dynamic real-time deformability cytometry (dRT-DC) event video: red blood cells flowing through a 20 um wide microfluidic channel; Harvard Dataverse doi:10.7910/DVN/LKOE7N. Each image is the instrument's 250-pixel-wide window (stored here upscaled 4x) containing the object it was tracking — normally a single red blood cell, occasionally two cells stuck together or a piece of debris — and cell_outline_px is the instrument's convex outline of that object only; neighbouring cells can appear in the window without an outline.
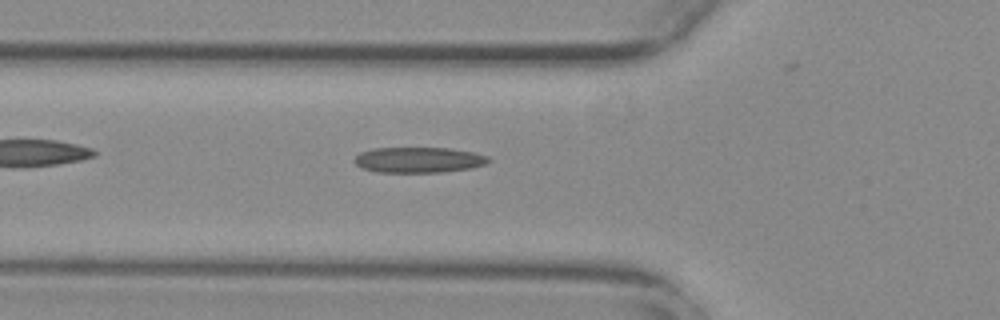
{"species": "common noctule bat (a hibernating species)", "species_latin": "Nyctalus noctula", "temperature_condition": "warm", "stored_images_in_passage": 40, "camera_frame_rate_fps": 3000, "um_per_image_px": 0.085, "animal": {"sex": "female", "body_mass_g": 29.2, "forearm_length_mm": 56.3}, "frame": {"image": 1, "passage_image": 5, "time_ms": 1.333, "image_size_px": [1000, 320], "cell_outline_px": [[492, 160], [484, 164], [472, 168], [440, 172], [376, 172], [364, 168], [356, 164], [352, 160], [360, 152], [372, 148], [448, 148], [472, 152], [488, 156]], "centroid_in_image_um": [35.57, 13.59], "position_along_channel_um": 90.2, "area_um2": 19.94}}
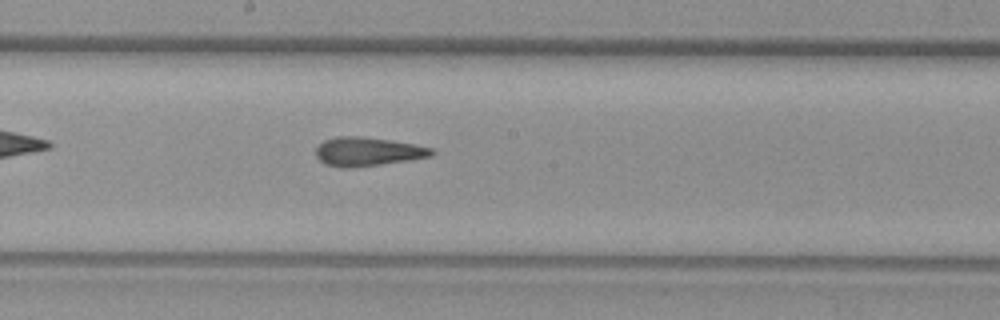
{"frame": {"image": 2, "passage_image": 15, "time_ms": 4.667, "image_size_px": [1000, 320], "cell_outline_px": [[436, 152], [432, 156], [408, 160], [352, 168], [340, 168], [324, 164], [316, 156], [316, 148], [324, 140], [336, 136], [360, 136], [388, 140], [412, 144], [432, 148]], "centroid_in_image_um": [31.22, 12.89], "position_along_channel_um": 217.0, "area_um2": 19.36}}
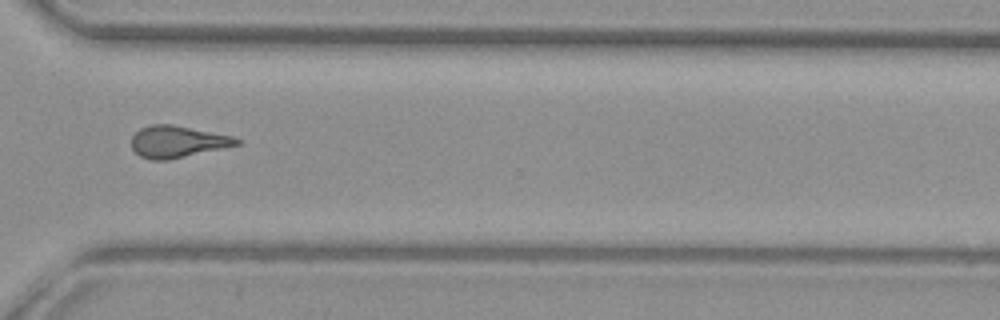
{"frame": {"image": 3, "passage_image": 26, "time_ms": 8.333, "image_size_px": [1000, 320], "cell_outline_px": [[240, 144], [224, 148], [168, 160], [148, 160], [140, 156], [132, 148], [132, 136], [140, 128], [152, 124], [172, 124], [232, 136], [240, 140]], "centroid_in_image_um": [15.06, 12.05], "position_along_channel_um": 355.5, "area_um2": 19.42}, "authors_computed_cell_mechanics": {"area_um2": 19.3341, "velocity_mm_per_s": 3.79, "shape_relaxation_time_tau1_ms": null, "shape_relaxation_time_tau2_ms": 2.7688, "deformation_change_tau1": null, "deformation_change_tau2": 0.1344}}